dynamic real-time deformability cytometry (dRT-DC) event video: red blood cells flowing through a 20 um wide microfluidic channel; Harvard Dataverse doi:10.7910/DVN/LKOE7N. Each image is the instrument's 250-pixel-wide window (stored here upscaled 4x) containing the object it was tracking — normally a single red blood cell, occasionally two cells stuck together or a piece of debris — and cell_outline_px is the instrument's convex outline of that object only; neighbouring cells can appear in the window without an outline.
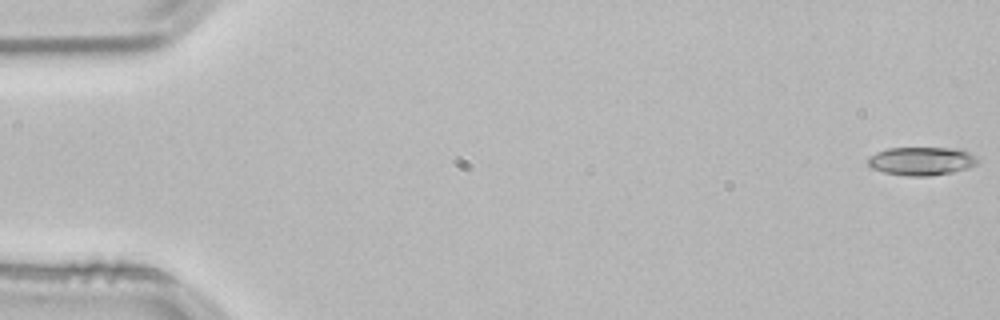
{"species": "common noctule bat (a hibernating species)", "species_latin": "Nyctalus noctula", "temperature_condition": "room temperature", "stored_images_in_passage": 53, "camera_frame_rate_fps": 3000, "um_per_image_px": 0.085, "animal": {"sex": "male", "body_mass_g": 21.5, "forearm_length_mm": 52.0}, "frame": {"image": 1, "passage_image": 1, "time_ms": 0.0, "image_size_px": [1000, 320], "cell_outline_px": [[980, 160], [976, 164], [968, 168], [952, 172], [928, 176], [908, 176], [884, 172], [872, 168], [868, 164], [868, 156], [876, 152], [888, 148], [960, 148], [976, 156]], "centroid_in_image_um": [78.34, 13.68], "position_along_channel_um": 6.7, "area_um2": 18.21}}
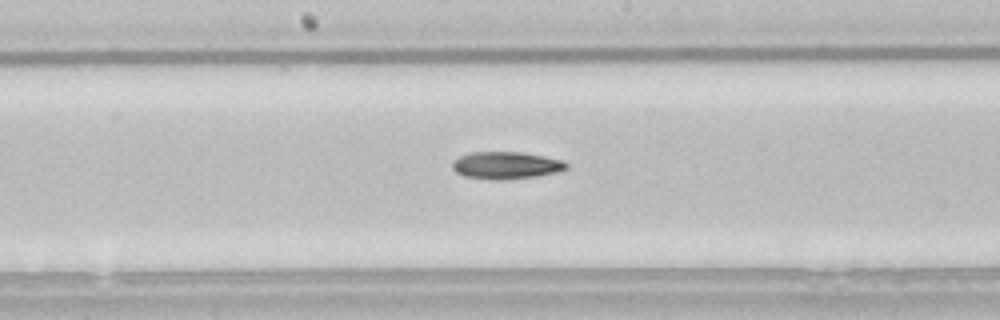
{"frame": {"image": 2, "passage_image": 28, "time_ms": 9.0, "image_size_px": [1000, 320], "cell_outline_px": [[568, 168], [556, 172], [536, 176], [504, 180], [496, 180], [464, 176], [456, 172], [452, 168], [452, 160], [460, 156], [472, 152], [524, 152], [544, 156], [560, 160], [568, 164]], "centroid_in_image_um": [42.99, 14.05], "position_along_channel_um": 205.2, "area_um2": 18.09}}
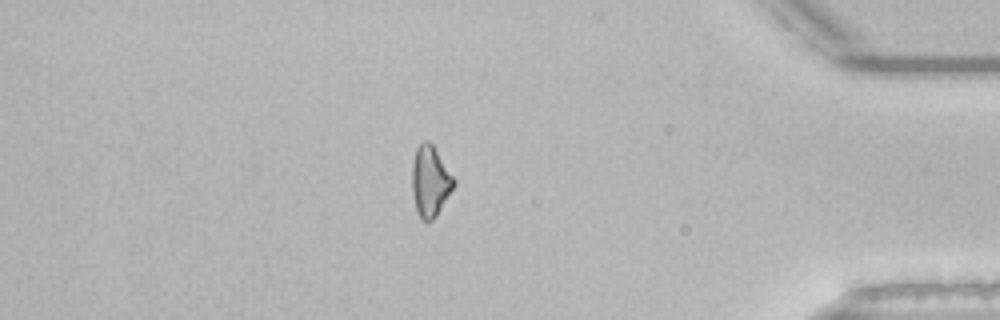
{"frame": {"image": 3, "passage_image": 46, "time_ms": 15.0, "image_size_px": [1000, 320], "cell_outline_px": [[456, 184], [436, 216], [432, 220], [424, 220], [420, 216], [416, 208], [412, 192], [412, 164], [416, 148], [424, 140], [428, 140], [432, 144], [456, 180]], "centroid_in_image_um": [36.57, 15.38], "position_along_channel_um": 398.6, "area_um2": 17.05}, "authors_computed_cell_mechanics": {"area_um2": 17.4556, "velocity_mm_per_s": 3.8545, "shape_relaxation_time_tau1_ms": 7.8084, "shape_relaxation_time_tau2_ms": null, "deformation_change_tau1": 0.1905, "deformation_change_tau2": null}}